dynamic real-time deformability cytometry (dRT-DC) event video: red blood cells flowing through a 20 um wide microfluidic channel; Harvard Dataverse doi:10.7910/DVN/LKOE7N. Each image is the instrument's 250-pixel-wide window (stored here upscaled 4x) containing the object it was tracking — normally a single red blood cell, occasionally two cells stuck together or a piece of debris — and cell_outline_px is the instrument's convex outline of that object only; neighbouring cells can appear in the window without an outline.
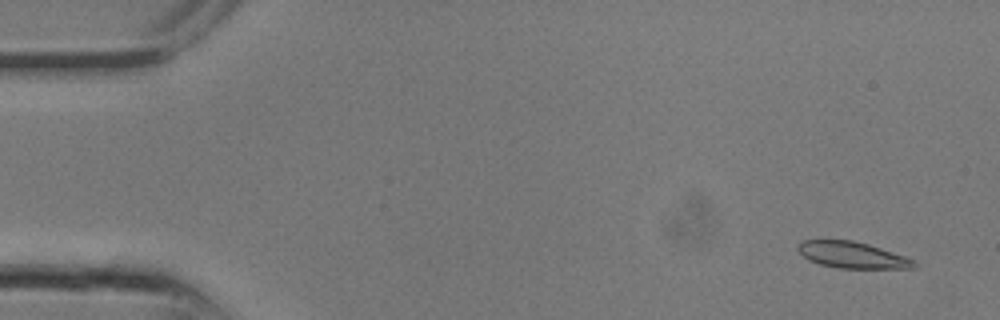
{"species": "common noctule bat (a hibernating species)", "species_latin": "Nyctalus noctula", "temperature_condition": "room temperature", "stored_images_in_passage": 10, "camera_frame_rate_fps": 3000, "um_per_image_px": 0.085, "animal": {"sex": "male", "body_mass_g": 13.3}, "frame": {"image": 1, "passage_image": 2, "time_ms": 0.333, "image_size_px": [1000, 320], "cell_outline_px": [[920, 264], [916, 268], [840, 268], [820, 264], [808, 260], [796, 248], [796, 244], [800, 240], [852, 240], [868, 244], [916, 260]], "centroid_in_image_um": [72.45, 21.67], "position_along_channel_um": 12.6, "area_um2": 17.92}}
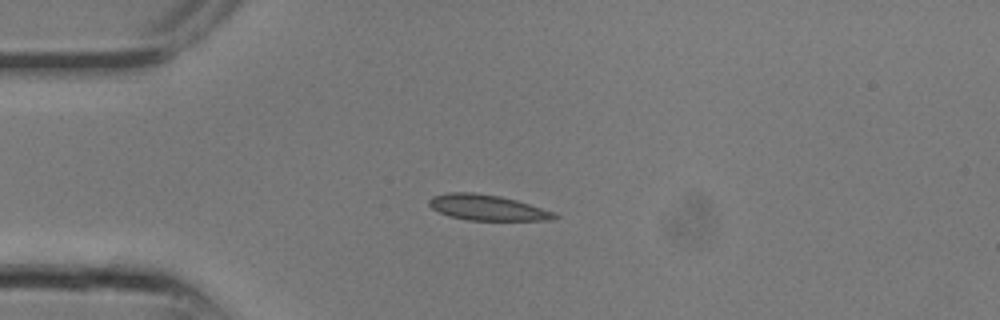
{"frame": {"image": 2, "passage_image": 7, "time_ms": 2.0, "image_size_px": [1000, 320], "cell_outline_px": [[560, 216], [552, 220], [468, 220], [448, 216], [432, 208], [428, 204], [428, 200], [432, 196], [448, 192], [472, 192], [500, 196], [516, 200], [552, 212]], "centroid_in_image_um": [41.36, 17.64], "position_along_channel_um": 43.6, "area_um2": 18.55}}
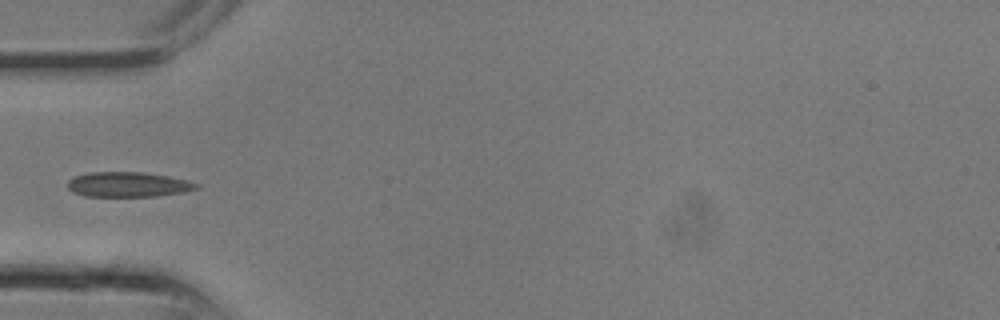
{"frame": {"image": 3, "passage_image": 9, "time_ms": 2.667, "image_size_px": [1000, 320], "cell_outline_px": [[200, 188], [184, 192], [156, 196], [84, 196], [72, 192], [68, 188], [68, 180], [76, 176], [88, 172], [144, 172], [168, 176], [200, 184]], "centroid_in_image_um": [10.88, 15.68], "position_along_channel_um": 74.1, "area_um2": 18.73}}